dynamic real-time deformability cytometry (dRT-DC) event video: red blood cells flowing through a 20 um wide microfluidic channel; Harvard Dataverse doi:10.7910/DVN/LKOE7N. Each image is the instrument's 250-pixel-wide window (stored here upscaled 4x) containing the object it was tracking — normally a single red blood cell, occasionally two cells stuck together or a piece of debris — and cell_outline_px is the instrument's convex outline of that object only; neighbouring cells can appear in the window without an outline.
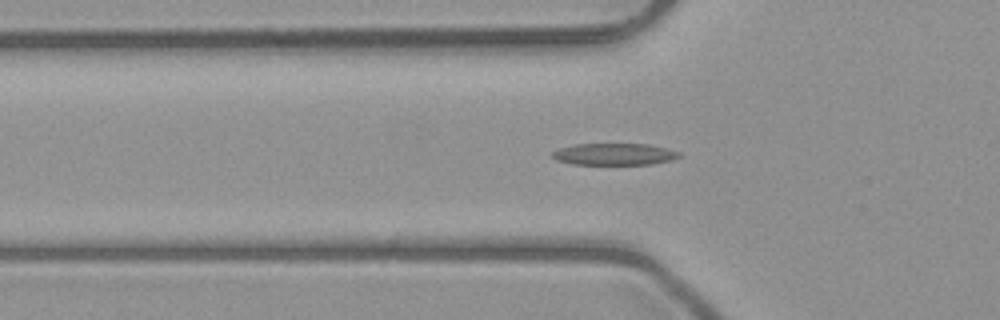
{"species": "common noctule bat (a hibernating species)", "species_latin": "Nyctalus noctula", "temperature_condition": "room temperature", "stored_images_in_passage": 37, "camera_frame_rate_fps": 3000, "um_per_image_px": 0.085, "animal": {"sex": "male", "body_mass_g": 23.1, "forearm_length_mm": 52.7}, "frame": {"image": 1, "passage_image": 9, "time_ms": 2.667, "image_size_px": [1000, 320], "cell_outline_px": [[680, 156], [672, 160], [652, 164], [572, 164], [556, 160], [552, 156], [552, 152], [560, 148], [576, 144], [648, 144], [668, 148], [680, 152]], "centroid_in_image_um": [52.24, 13.1], "position_along_channel_um": 73.6, "area_um2": 16.07}}
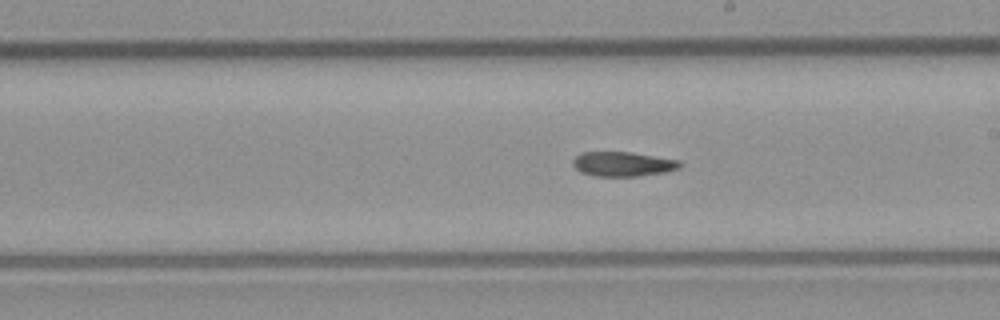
{"frame": {"image": 2, "passage_image": 21, "time_ms": 6.667, "image_size_px": [1000, 320], "cell_outline_px": [[684, 164], [680, 168], [664, 172], [640, 176], [592, 176], [580, 172], [572, 164], [572, 160], [580, 152], [632, 152], [680, 160]], "centroid_in_image_um": [52.95, 13.94], "position_along_channel_um": 236.0, "area_um2": 15.55}}
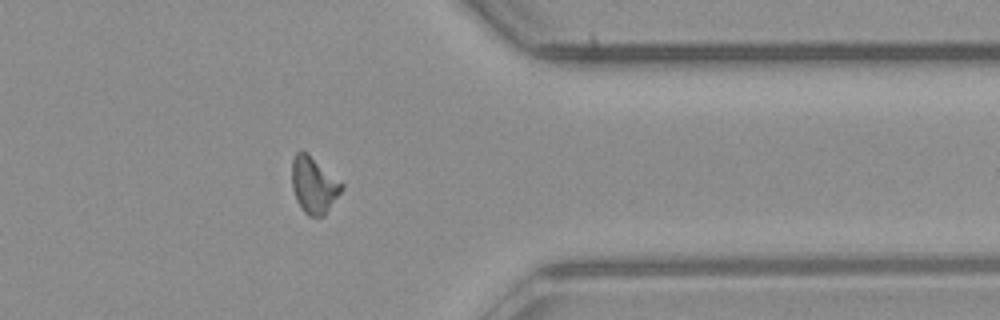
{"frame": {"image": 3, "passage_image": 33, "time_ms": 10.667, "image_size_px": [1000, 320], "cell_outline_px": [[344, 188], [324, 216], [308, 216], [300, 208], [296, 200], [292, 188], [292, 160], [296, 152], [304, 152], [344, 184]], "centroid_in_image_um": [26.67, 15.78], "position_along_channel_um": 384.7, "area_um2": 16.07}}